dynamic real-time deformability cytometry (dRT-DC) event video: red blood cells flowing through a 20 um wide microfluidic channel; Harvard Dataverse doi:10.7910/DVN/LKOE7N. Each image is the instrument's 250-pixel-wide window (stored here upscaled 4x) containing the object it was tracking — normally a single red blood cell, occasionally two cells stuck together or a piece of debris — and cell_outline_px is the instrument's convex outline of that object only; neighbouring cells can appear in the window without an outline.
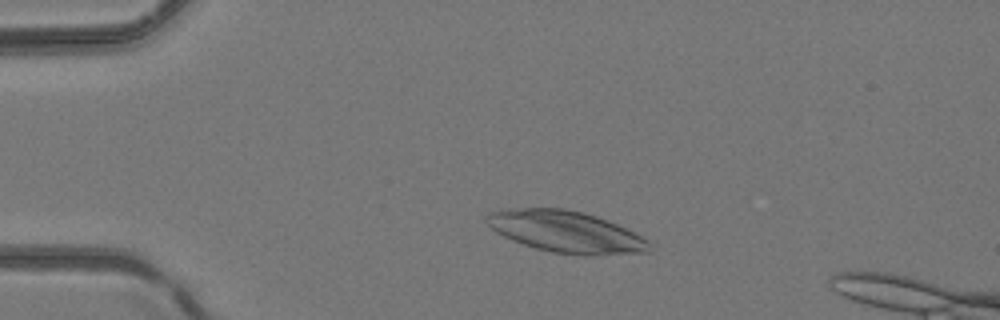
{"species": "common noctule bat (a hibernating species)", "species_latin": "Nyctalus noctula", "temperature_condition": "room temperature", "stored_images_in_passage": 43, "camera_frame_rate_fps": 3000, "um_per_image_px": 0.085, "animal": {"sex": "female", "body_mass_g": 24.6, "forearm_length_mm": 56.2}, "frame": {"image": 1, "passage_image": 6, "time_ms": 1.667, "image_size_px": [1000, 320], "cell_outline_px": [[652, 252], [552, 252], [536, 248], [512, 240], [496, 232], [484, 220], [484, 216], [488, 212], [524, 208], [564, 208], [584, 212], [608, 220], [636, 232], [648, 240]], "centroid_in_image_um": [48.05, 19.64], "position_along_channel_um": 36.9, "area_um2": 38.15}}
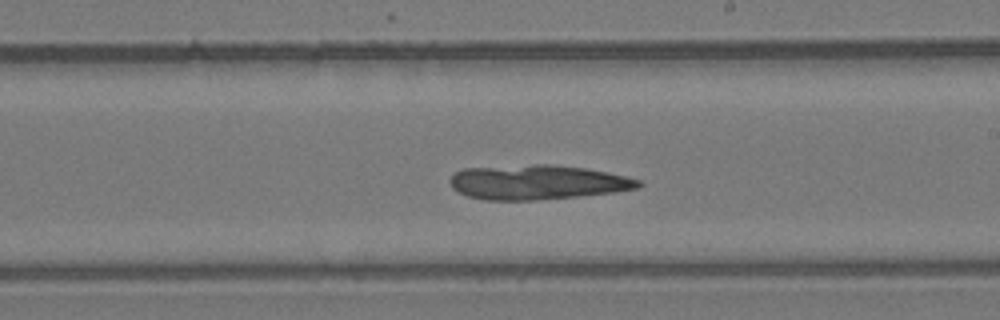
{"frame": {"image": 2, "passage_image": 23, "time_ms": 7.333, "image_size_px": [1000, 320], "cell_outline_px": [[644, 184], [640, 188], [612, 192], [576, 196], [536, 200], [484, 200], [468, 196], [456, 192], [452, 188], [448, 180], [456, 172], [464, 168], [536, 164], [552, 164], [584, 168], [624, 176], [640, 180]], "centroid_in_image_um": [45.63, 15.49], "position_along_channel_um": 243.4, "area_um2": 37.92}}
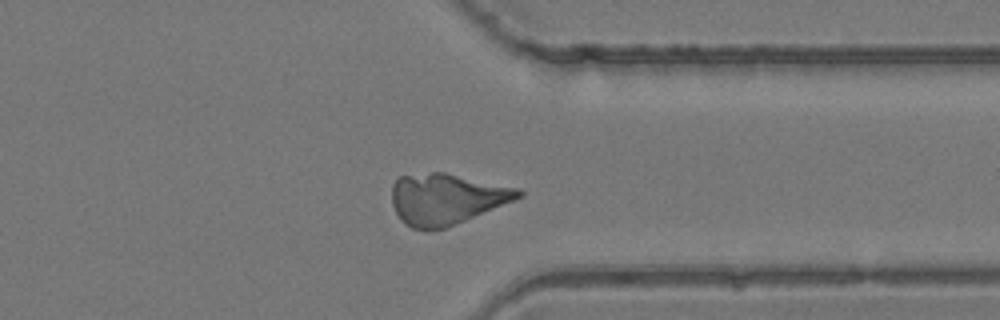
{"frame": {"image": 3, "passage_image": 32, "time_ms": 10.333, "image_size_px": [1000, 320], "cell_outline_px": [[524, 196], [444, 228], [428, 232], [424, 232], [412, 228], [404, 224], [400, 220], [392, 204], [392, 184], [400, 176], [432, 172], [444, 172], [520, 188], [524, 192]], "centroid_in_image_um": [37.91, 16.92], "position_along_channel_um": 373.5, "area_um2": 37.63}}